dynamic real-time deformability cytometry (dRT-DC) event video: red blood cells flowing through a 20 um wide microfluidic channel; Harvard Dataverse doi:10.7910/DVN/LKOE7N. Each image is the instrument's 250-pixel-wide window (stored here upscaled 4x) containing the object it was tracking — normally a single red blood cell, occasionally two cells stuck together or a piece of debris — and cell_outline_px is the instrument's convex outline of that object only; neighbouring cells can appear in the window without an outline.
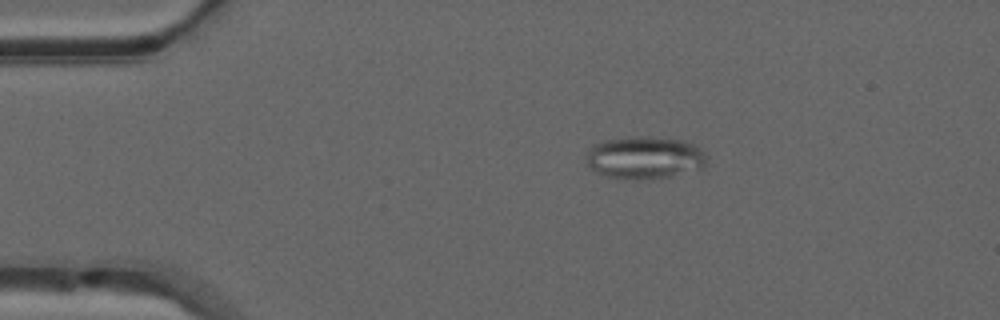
{"species": "common noctule bat (a hibernating species)", "species_latin": "Nyctalus noctula", "temperature_condition": "warm", "stored_images_in_passage": 51, "camera_frame_rate_fps": 3000, "um_per_image_px": 0.085, "animal": {"sex": "male", "forearm_length_mm": 52.5}, "frame": {"image": 1, "passage_image": 10, "time_ms": 3.0, "image_size_px": [1000, 320], "cell_outline_px": [[708, 156], [704, 168], [668, 176], [644, 180], [636, 180], [608, 176], [596, 172], [588, 164], [588, 152], [592, 144], [604, 140], [636, 136], [640, 136], [684, 140], [700, 148]], "centroid_in_image_um": [54.82, 13.39], "position_along_channel_um": 30.2, "area_um2": 29.77}}
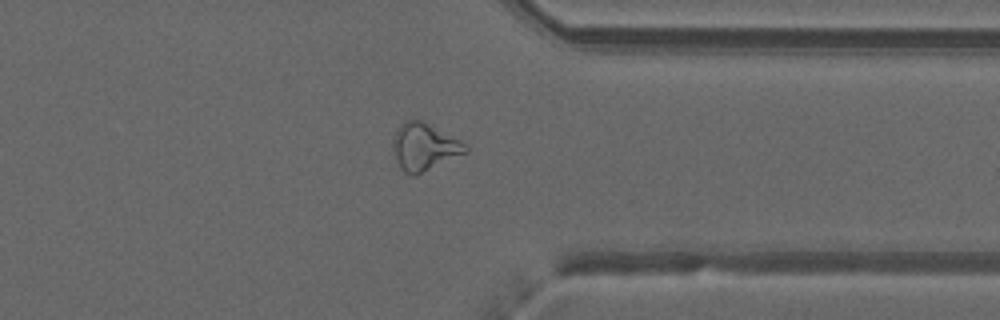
{"frame": {"image": 2, "passage_image": 40, "time_ms": 13.0, "image_size_px": [1000, 320], "cell_outline_px": [[468, 152], [416, 176], [408, 176], [400, 168], [392, 148], [392, 140], [400, 124], [404, 120], [424, 120], [460, 140], [468, 148]], "centroid_in_image_um": [36.05, 12.49], "position_along_channel_um": 375.4, "area_um2": 20.23}}
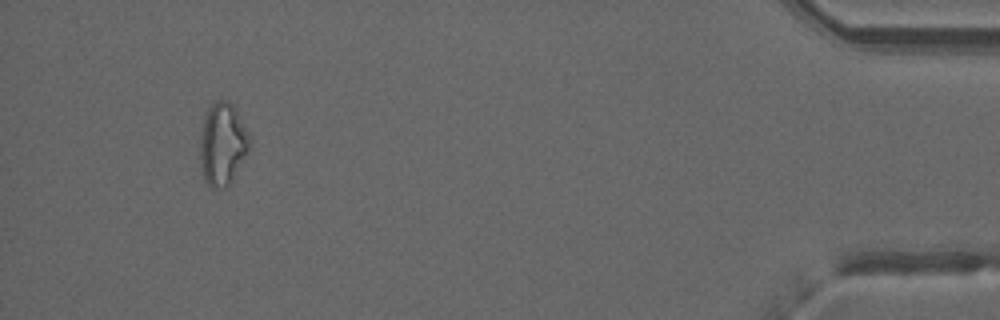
{"frame": {"image": 3, "passage_image": 48, "time_ms": 15.667, "image_size_px": [1000, 320], "cell_outline_px": [[252, 148], [232, 180], [224, 188], [212, 188], [204, 180], [200, 168], [200, 132], [204, 116], [208, 108], [216, 100], [228, 100], [232, 104], [248, 132], [252, 140]], "centroid_in_image_um": [18.93, 12.26], "position_along_channel_um": 416.3, "area_um2": 24.28}}